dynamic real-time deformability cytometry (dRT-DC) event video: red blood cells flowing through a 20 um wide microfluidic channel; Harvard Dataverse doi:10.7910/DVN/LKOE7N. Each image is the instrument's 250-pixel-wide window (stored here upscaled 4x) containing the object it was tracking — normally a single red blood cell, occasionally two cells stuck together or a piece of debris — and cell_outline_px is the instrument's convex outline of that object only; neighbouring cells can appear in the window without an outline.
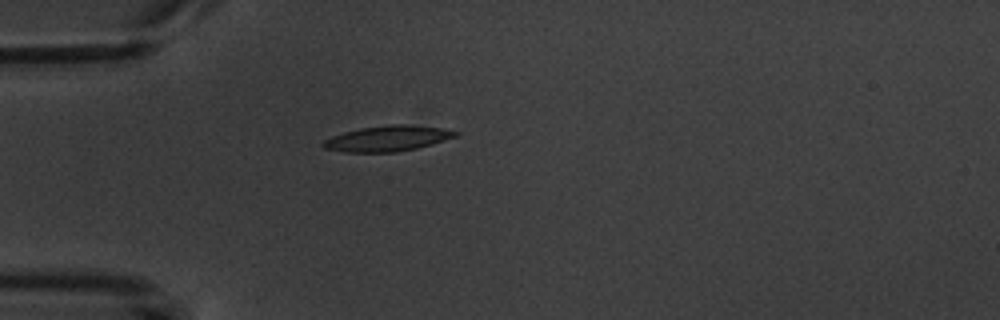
{"species": "common noctule bat (a hibernating species)", "species_latin": "Nyctalus noctula", "temperature_condition": "warm", "stored_images_in_passage": 2, "camera_frame_rate_fps": 3000, "um_per_image_px": 0.085, "animal": {"sex": "male", "body_mass_g": 20.1, "forearm_length_mm": 53.5}, "frame": {"image": 1, "passage_image": 1, "time_ms": 0.0, "image_size_px": [1000, 320], "cell_outline_px": [[460, 132], [456, 136], [432, 144], [416, 148], [396, 152], [344, 152], [324, 148], [320, 144], [324, 140], [332, 136], [344, 132], [360, 128], [388, 124], [404, 124], [444, 128]], "centroid_in_image_um": [32.93, 11.76], "position_along_channel_um": 52.1, "area_um2": 19.71}}